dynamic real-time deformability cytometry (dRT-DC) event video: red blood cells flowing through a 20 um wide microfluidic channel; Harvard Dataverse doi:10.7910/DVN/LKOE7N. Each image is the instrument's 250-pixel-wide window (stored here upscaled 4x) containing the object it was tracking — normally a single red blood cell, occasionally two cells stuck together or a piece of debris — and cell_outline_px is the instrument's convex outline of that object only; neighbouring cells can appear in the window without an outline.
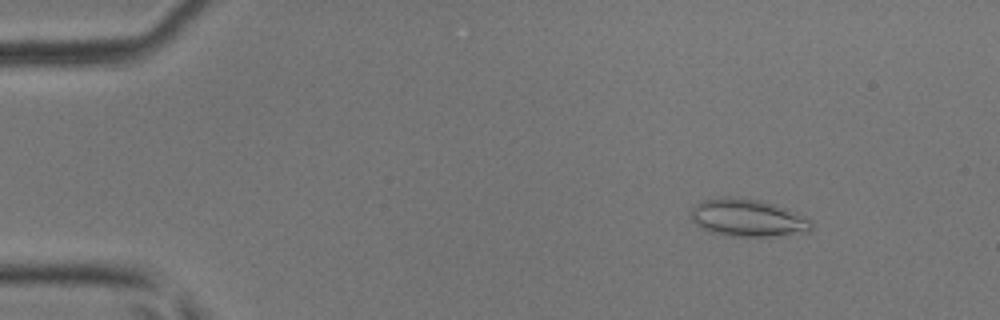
{"species": "common noctule bat (a hibernating species)", "species_latin": "Nyctalus noctula", "temperature_condition": "room temperature", "stored_images_in_passage": 48, "camera_frame_rate_fps": 3000, "um_per_image_px": 0.085, "animal": {"sex": "male", "body_mass_g": 17.9, "forearm_length_mm": 54.2}, "frame": {"image": 1, "passage_image": 6, "time_ms": 1.667, "image_size_px": [1000, 320], "cell_outline_px": [[812, 228], [808, 232], [772, 236], [732, 236], [712, 232], [700, 228], [688, 216], [688, 212], [696, 204], [704, 200], [724, 196], [728, 196], [760, 200], [776, 204], [788, 208], [812, 220]], "centroid_in_image_um": [63.54, 18.5], "position_along_channel_um": 21.5, "area_um2": 26.65}}
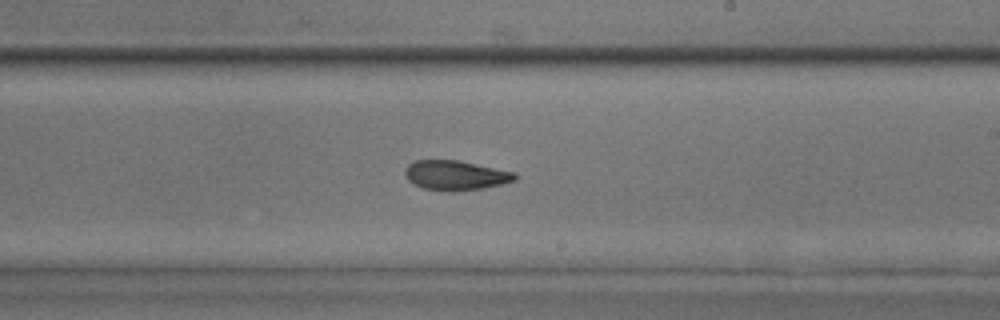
{"frame": {"image": 2, "passage_image": 29, "time_ms": 9.333, "image_size_px": [1000, 320], "cell_outline_px": [[520, 176], [516, 180], [484, 188], [452, 192], [424, 188], [408, 180], [404, 176], [404, 168], [408, 164], [416, 160], [460, 160], [516, 172]], "centroid_in_image_um": [38.75, 14.89], "position_along_channel_um": 250.3, "area_um2": 19.25}}
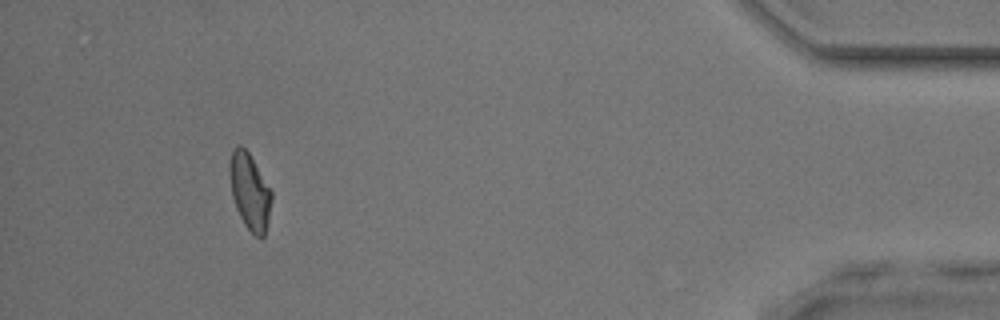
{"frame": {"image": 3, "passage_image": 45, "time_ms": 14.667, "image_size_px": [1000, 320], "cell_outline_px": [[272, 200], [268, 220], [264, 236], [260, 240], [244, 224], [236, 208], [232, 196], [228, 172], [228, 164], [232, 148], [236, 144], [240, 144], [248, 152], [272, 192]], "centroid_in_image_um": [21.2, 16.25], "position_along_channel_um": 414.0, "area_um2": 18.73}, "authors_computed_cell_mechanics": {"area_um2": 19.4208, "velocity_mm_per_s": 4.2175, "shape_relaxation_time_tau1_ms": null, "shape_relaxation_time_tau2_ms": 2.0218, "deformation_change_tau1": null, "deformation_change_tau2": 0.0813}}